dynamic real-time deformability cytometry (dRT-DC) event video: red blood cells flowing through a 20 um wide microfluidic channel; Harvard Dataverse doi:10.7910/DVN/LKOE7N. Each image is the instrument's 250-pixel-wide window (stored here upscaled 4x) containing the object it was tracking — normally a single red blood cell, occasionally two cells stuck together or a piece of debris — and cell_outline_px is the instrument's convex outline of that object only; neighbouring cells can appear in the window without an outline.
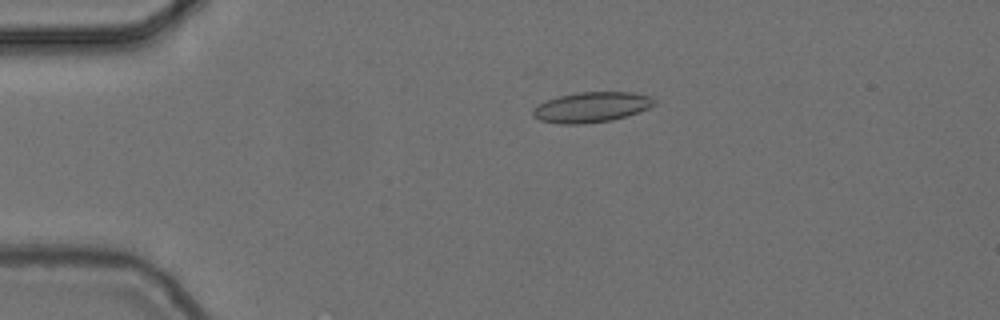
{"species": "common noctule bat (a hibernating species)", "species_latin": "Nyctalus noctula", "temperature_condition": "cold", "stored_images_in_passage": 47, "camera_frame_rate_fps": 3000, "um_per_image_px": 0.085, "animal": {"sex": "female", "body_mass_g": 24.6, "forearm_length_mm": 56.2}, "frame": {"image": 1, "passage_image": 3, "time_ms": 0.667, "image_size_px": [1000, 320], "cell_outline_px": [[656, 104], [640, 112], [612, 120], [584, 124], [560, 124], [540, 120], [532, 116], [532, 108], [548, 100], [560, 96], [580, 92], [632, 92], [648, 96], [656, 100]], "centroid_in_image_um": [50.28, 9.12], "position_along_channel_um": 34.7, "area_um2": 21.39}}
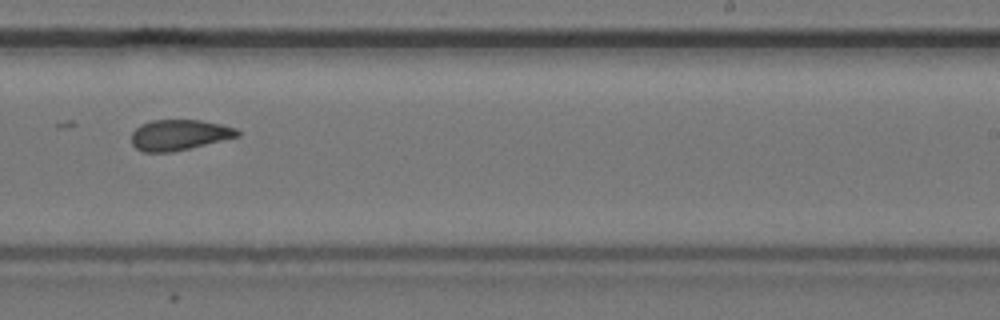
{"frame": {"image": 2, "passage_image": 26, "time_ms": 8.333, "image_size_px": [1000, 320], "cell_outline_px": [[240, 136], [172, 152], [144, 152], [136, 148], [132, 144], [132, 132], [140, 124], [152, 120], [200, 120], [220, 124], [236, 128], [240, 132]], "centroid_in_image_um": [15.22, 11.46], "position_along_channel_um": 273.8, "area_um2": 18.84}}
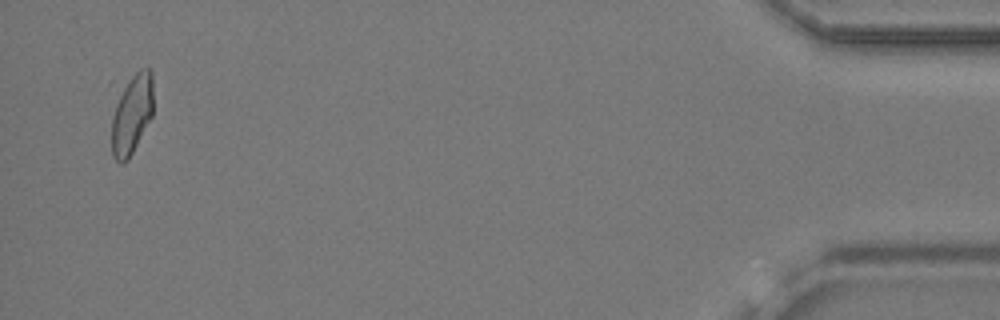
{"frame": {"image": 3, "passage_image": 45, "time_ms": 14.667, "image_size_px": [1000, 320], "cell_outline_px": [[152, 116], [128, 160], [124, 164], [120, 164], [112, 156], [112, 116], [116, 88], [140, 68], [152, 68]], "centroid_in_image_um": [11.16, 9.63], "position_along_channel_um": 424.0, "area_um2": 20.23}, "authors_computed_cell_mechanics": {"area_um2": 19.652, "velocity_mm_per_s": 3.7047, "shape_relaxation_time_tau1_ms": 4.5829, "shape_relaxation_time_tau2_ms": 2.4879, "deformation_change_tau1": 0.0999, "deformation_change_tau2": 0.0849}}